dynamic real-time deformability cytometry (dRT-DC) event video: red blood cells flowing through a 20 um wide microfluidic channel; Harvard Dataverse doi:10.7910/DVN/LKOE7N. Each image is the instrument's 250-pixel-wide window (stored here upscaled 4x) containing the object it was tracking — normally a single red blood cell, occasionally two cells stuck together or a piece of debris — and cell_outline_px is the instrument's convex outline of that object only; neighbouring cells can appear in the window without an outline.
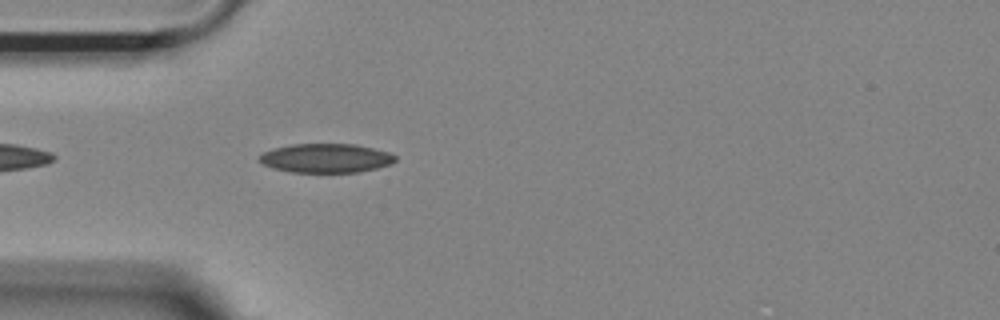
{"species": "Egyptian fruit bat (a non-hibernating species)", "species_latin": "Rousettus aegyptiacus", "temperature_condition": "room temperature", "stored_images_in_passage": 37, "camera_frame_rate_fps": 3000, "um_per_image_px": 0.085, "animal": {"sex": "female"}, "frame": {"image": 1, "passage_image": 3, "time_ms": 0.667, "image_size_px": [1000, 320], "cell_outline_px": [[396, 160], [392, 164], [376, 168], [356, 172], [292, 172], [276, 168], [264, 164], [256, 160], [256, 156], [264, 152], [276, 148], [292, 144], [356, 144], [388, 152], [396, 156]], "centroid_in_image_um": [27.7, 13.44], "position_along_channel_um": 57.3, "area_um2": 22.89}}
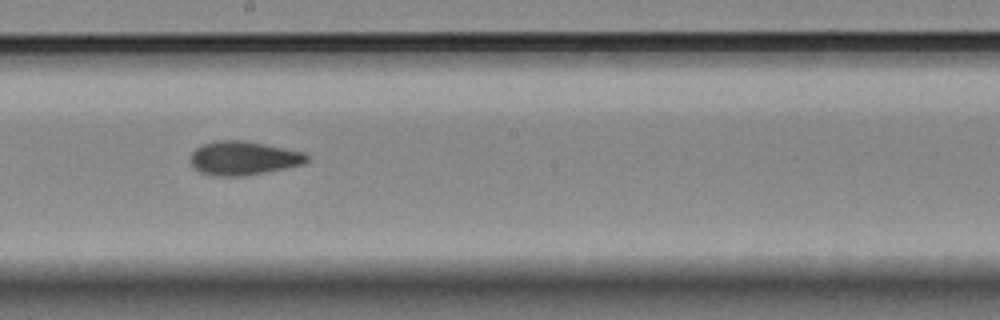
{"frame": {"image": 2, "passage_image": 17, "time_ms": 5.333, "image_size_px": [1000, 320], "cell_outline_px": [[308, 160], [304, 164], [244, 176], [208, 176], [192, 168], [188, 160], [192, 152], [196, 148], [204, 144], [220, 140], [244, 140], [304, 152], [308, 156]], "centroid_in_image_um": [20.63, 13.45], "position_along_channel_um": 227.6, "area_um2": 23.06}}
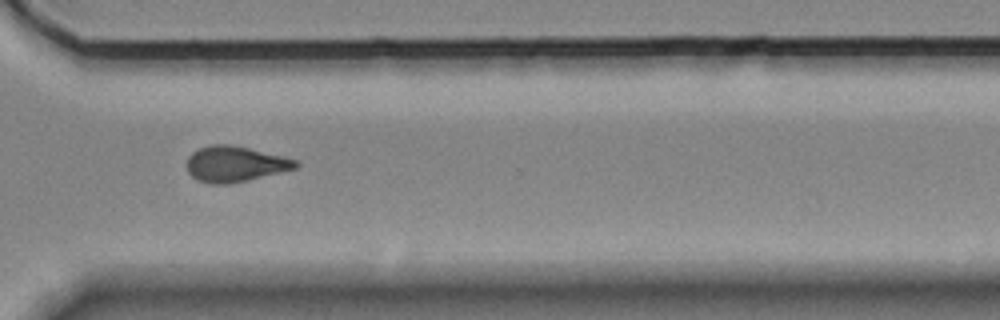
{"frame": {"image": 3, "passage_image": 27, "time_ms": 8.667, "image_size_px": [1000, 320], "cell_outline_px": [[300, 164], [296, 168], [248, 180], [228, 184], [212, 184], [196, 180], [188, 172], [188, 156], [192, 152], [200, 148], [212, 144], [228, 144], [248, 148], [284, 156], [296, 160]], "centroid_in_image_um": [19.97, 13.94], "position_along_channel_um": 350.6, "area_um2": 22.48}, "authors_computed_cell_mechanics": {"area_um2": 22.4842, "velocity_mm_per_s": 3.6944, "shape_relaxation_time_tau1_ms": null, "shape_relaxation_time_tau2_ms": 4.3684, "deformation_change_tau1": null, "deformation_change_tau2": 0.0997}}